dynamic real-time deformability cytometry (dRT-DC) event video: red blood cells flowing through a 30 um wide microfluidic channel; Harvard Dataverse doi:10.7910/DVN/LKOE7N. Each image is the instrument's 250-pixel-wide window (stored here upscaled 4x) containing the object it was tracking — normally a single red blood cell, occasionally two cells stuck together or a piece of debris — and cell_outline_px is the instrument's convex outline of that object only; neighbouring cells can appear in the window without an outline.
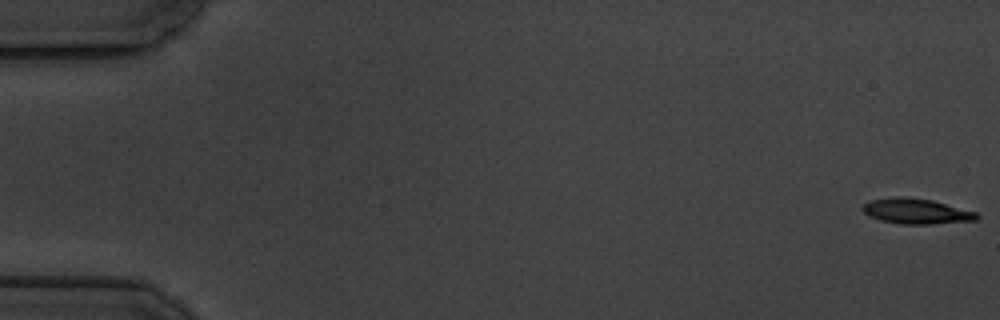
{"species": "common noctule bat (a hibernating species)", "species_latin": "Nyctalus noctula", "temperature_condition": "cold", "stored_images_in_passage": 5, "camera_frame_rate_fps": 3000, "um_per_image_px": 0.085, "animal": {"sex": "male", "body_mass_g": 19.5, "forearm_length_mm": 54.6}, "frame": {"image": 1, "passage_image": 1, "time_ms": 0.0, "image_size_px": [1000, 320], "cell_outline_px": [[980, 216], [976, 220], [932, 224], [900, 224], [880, 220], [868, 216], [860, 208], [868, 200], [896, 196], [904, 196], [932, 200], [976, 212]], "centroid_in_image_um": [77.83, 17.95], "position_along_channel_um": 7.2, "area_um2": 16.99}}
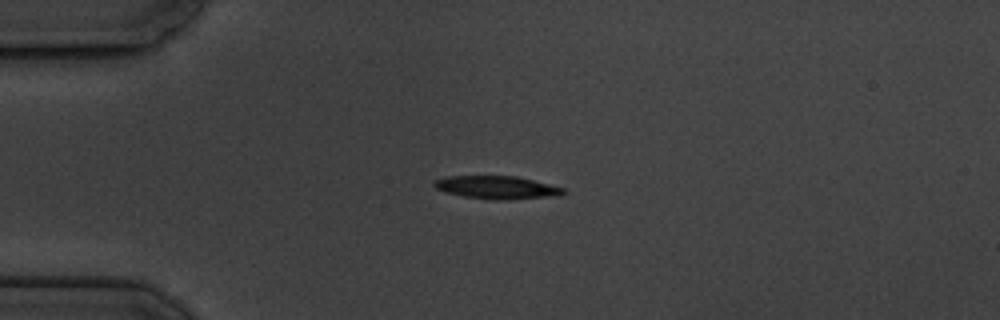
{"frame": {"image": 2, "passage_image": 5, "time_ms": 4.667, "image_size_px": [1000, 320], "cell_outline_px": [[568, 192], [556, 196], [504, 200], [496, 200], [464, 196], [444, 192], [436, 188], [432, 184], [432, 180], [444, 176], [516, 176], [564, 188]], "centroid_in_image_um": [42.19, 15.93], "position_along_channel_um": 42.8, "area_um2": 17.34}}